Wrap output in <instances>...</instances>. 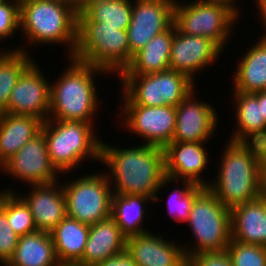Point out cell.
Instances as JSON below:
<instances>
[{
    "mask_svg": "<svg viewBox=\"0 0 266 266\" xmlns=\"http://www.w3.org/2000/svg\"><path fill=\"white\" fill-rule=\"evenodd\" d=\"M100 162L109 170L106 175L113 194L145 195L157 202L161 189L177 183L165 175L164 150L160 147L142 143L120 148L102 140Z\"/></svg>",
    "mask_w": 266,
    "mask_h": 266,
    "instance_id": "cell-1",
    "label": "cell"
},
{
    "mask_svg": "<svg viewBox=\"0 0 266 266\" xmlns=\"http://www.w3.org/2000/svg\"><path fill=\"white\" fill-rule=\"evenodd\" d=\"M215 181L207 187L225 206L253 201L266 192L253 142L227 141Z\"/></svg>",
    "mask_w": 266,
    "mask_h": 266,
    "instance_id": "cell-2",
    "label": "cell"
},
{
    "mask_svg": "<svg viewBox=\"0 0 266 266\" xmlns=\"http://www.w3.org/2000/svg\"><path fill=\"white\" fill-rule=\"evenodd\" d=\"M63 74L51 83L48 119L94 124L99 104L95 76L109 73L70 58Z\"/></svg>",
    "mask_w": 266,
    "mask_h": 266,
    "instance_id": "cell-3",
    "label": "cell"
},
{
    "mask_svg": "<svg viewBox=\"0 0 266 266\" xmlns=\"http://www.w3.org/2000/svg\"><path fill=\"white\" fill-rule=\"evenodd\" d=\"M77 27L78 11L68 3L61 0L20 1V33L27 42L25 46L61 44L68 48L67 56L72 58L77 44Z\"/></svg>",
    "mask_w": 266,
    "mask_h": 266,
    "instance_id": "cell-4",
    "label": "cell"
},
{
    "mask_svg": "<svg viewBox=\"0 0 266 266\" xmlns=\"http://www.w3.org/2000/svg\"><path fill=\"white\" fill-rule=\"evenodd\" d=\"M89 122L47 119L41 131L47 143L51 163L64 174L81 165L84 159L100 162L101 139Z\"/></svg>",
    "mask_w": 266,
    "mask_h": 266,
    "instance_id": "cell-5",
    "label": "cell"
},
{
    "mask_svg": "<svg viewBox=\"0 0 266 266\" xmlns=\"http://www.w3.org/2000/svg\"><path fill=\"white\" fill-rule=\"evenodd\" d=\"M73 59L119 76L132 62L127 30L100 22H78Z\"/></svg>",
    "mask_w": 266,
    "mask_h": 266,
    "instance_id": "cell-6",
    "label": "cell"
},
{
    "mask_svg": "<svg viewBox=\"0 0 266 266\" xmlns=\"http://www.w3.org/2000/svg\"><path fill=\"white\" fill-rule=\"evenodd\" d=\"M186 224L195 237L192 246H183L186 257L225 251L230 243L231 208L223 205L207 187L195 198Z\"/></svg>",
    "mask_w": 266,
    "mask_h": 266,
    "instance_id": "cell-7",
    "label": "cell"
},
{
    "mask_svg": "<svg viewBox=\"0 0 266 266\" xmlns=\"http://www.w3.org/2000/svg\"><path fill=\"white\" fill-rule=\"evenodd\" d=\"M120 105L173 106L181 103L194 89L189 77L175 70L147 75H119Z\"/></svg>",
    "mask_w": 266,
    "mask_h": 266,
    "instance_id": "cell-8",
    "label": "cell"
},
{
    "mask_svg": "<svg viewBox=\"0 0 266 266\" xmlns=\"http://www.w3.org/2000/svg\"><path fill=\"white\" fill-rule=\"evenodd\" d=\"M191 1H175L173 22L176 28L186 35L207 37L226 50L224 48L240 17V7L236 4Z\"/></svg>",
    "mask_w": 266,
    "mask_h": 266,
    "instance_id": "cell-9",
    "label": "cell"
},
{
    "mask_svg": "<svg viewBox=\"0 0 266 266\" xmlns=\"http://www.w3.org/2000/svg\"><path fill=\"white\" fill-rule=\"evenodd\" d=\"M104 173H87L62 183L67 216L89 226L111 216L113 191Z\"/></svg>",
    "mask_w": 266,
    "mask_h": 266,
    "instance_id": "cell-10",
    "label": "cell"
},
{
    "mask_svg": "<svg viewBox=\"0 0 266 266\" xmlns=\"http://www.w3.org/2000/svg\"><path fill=\"white\" fill-rule=\"evenodd\" d=\"M121 121L127 131L142 139L143 144L165 148L176 129V107L143 105H122ZM122 113V114H121Z\"/></svg>",
    "mask_w": 266,
    "mask_h": 266,
    "instance_id": "cell-11",
    "label": "cell"
},
{
    "mask_svg": "<svg viewBox=\"0 0 266 266\" xmlns=\"http://www.w3.org/2000/svg\"><path fill=\"white\" fill-rule=\"evenodd\" d=\"M0 170L12 179L26 185L49 184L56 182L61 173L51 163L44 133L40 131L29 140L15 155L7 160ZM5 172V173H4Z\"/></svg>",
    "mask_w": 266,
    "mask_h": 266,
    "instance_id": "cell-12",
    "label": "cell"
},
{
    "mask_svg": "<svg viewBox=\"0 0 266 266\" xmlns=\"http://www.w3.org/2000/svg\"><path fill=\"white\" fill-rule=\"evenodd\" d=\"M36 63L33 61L19 77L10 94L6 113L30 115L44 122L49 117L51 81L46 80Z\"/></svg>",
    "mask_w": 266,
    "mask_h": 266,
    "instance_id": "cell-13",
    "label": "cell"
},
{
    "mask_svg": "<svg viewBox=\"0 0 266 266\" xmlns=\"http://www.w3.org/2000/svg\"><path fill=\"white\" fill-rule=\"evenodd\" d=\"M132 18L127 29L130 53L134 55L154 36L174 22L176 0H133Z\"/></svg>",
    "mask_w": 266,
    "mask_h": 266,
    "instance_id": "cell-14",
    "label": "cell"
},
{
    "mask_svg": "<svg viewBox=\"0 0 266 266\" xmlns=\"http://www.w3.org/2000/svg\"><path fill=\"white\" fill-rule=\"evenodd\" d=\"M223 50L211 39L181 33L174 24L170 69L181 72L193 82L198 71L213 66Z\"/></svg>",
    "mask_w": 266,
    "mask_h": 266,
    "instance_id": "cell-15",
    "label": "cell"
},
{
    "mask_svg": "<svg viewBox=\"0 0 266 266\" xmlns=\"http://www.w3.org/2000/svg\"><path fill=\"white\" fill-rule=\"evenodd\" d=\"M195 94L197 90L194 89L176 106V129L172 141L207 142L215 135L220 119L218 113L211 103L197 100Z\"/></svg>",
    "mask_w": 266,
    "mask_h": 266,
    "instance_id": "cell-16",
    "label": "cell"
},
{
    "mask_svg": "<svg viewBox=\"0 0 266 266\" xmlns=\"http://www.w3.org/2000/svg\"><path fill=\"white\" fill-rule=\"evenodd\" d=\"M206 143L170 142L163 149L166 177L208 187L211 181L201 177L209 163V155L203 146Z\"/></svg>",
    "mask_w": 266,
    "mask_h": 266,
    "instance_id": "cell-17",
    "label": "cell"
},
{
    "mask_svg": "<svg viewBox=\"0 0 266 266\" xmlns=\"http://www.w3.org/2000/svg\"><path fill=\"white\" fill-rule=\"evenodd\" d=\"M176 243L150 230L127 238L125 249L139 266H187L183 246Z\"/></svg>",
    "mask_w": 266,
    "mask_h": 266,
    "instance_id": "cell-18",
    "label": "cell"
},
{
    "mask_svg": "<svg viewBox=\"0 0 266 266\" xmlns=\"http://www.w3.org/2000/svg\"><path fill=\"white\" fill-rule=\"evenodd\" d=\"M30 186L28 194L19 196L29 207L37 230L50 233L67 216L62 184L56 181Z\"/></svg>",
    "mask_w": 266,
    "mask_h": 266,
    "instance_id": "cell-19",
    "label": "cell"
},
{
    "mask_svg": "<svg viewBox=\"0 0 266 266\" xmlns=\"http://www.w3.org/2000/svg\"><path fill=\"white\" fill-rule=\"evenodd\" d=\"M231 239L266 247V192L231 208Z\"/></svg>",
    "mask_w": 266,
    "mask_h": 266,
    "instance_id": "cell-20",
    "label": "cell"
},
{
    "mask_svg": "<svg viewBox=\"0 0 266 266\" xmlns=\"http://www.w3.org/2000/svg\"><path fill=\"white\" fill-rule=\"evenodd\" d=\"M127 238L110 216L90 226L84 254L79 262L82 266H96L106 258L123 252Z\"/></svg>",
    "mask_w": 266,
    "mask_h": 266,
    "instance_id": "cell-21",
    "label": "cell"
},
{
    "mask_svg": "<svg viewBox=\"0 0 266 266\" xmlns=\"http://www.w3.org/2000/svg\"><path fill=\"white\" fill-rule=\"evenodd\" d=\"M173 35L174 23L135 53L130 65L120 75H147L170 69Z\"/></svg>",
    "mask_w": 266,
    "mask_h": 266,
    "instance_id": "cell-22",
    "label": "cell"
},
{
    "mask_svg": "<svg viewBox=\"0 0 266 266\" xmlns=\"http://www.w3.org/2000/svg\"><path fill=\"white\" fill-rule=\"evenodd\" d=\"M42 123L30 115L0 113V167L41 131Z\"/></svg>",
    "mask_w": 266,
    "mask_h": 266,
    "instance_id": "cell-23",
    "label": "cell"
},
{
    "mask_svg": "<svg viewBox=\"0 0 266 266\" xmlns=\"http://www.w3.org/2000/svg\"><path fill=\"white\" fill-rule=\"evenodd\" d=\"M242 54L233 72V92L254 93L266 90V39L258 38L256 44Z\"/></svg>",
    "mask_w": 266,
    "mask_h": 266,
    "instance_id": "cell-24",
    "label": "cell"
},
{
    "mask_svg": "<svg viewBox=\"0 0 266 266\" xmlns=\"http://www.w3.org/2000/svg\"><path fill=\"white\" fill-rule=\"evenodd\" d=\"M236 129L228 140L255 142L266 132V121L262 116L261 104L253 93L234 92Z\"/></svg>",
    "mask_w": 266,
    "mask_h": 266,
    "instance_id": "cell-25",
    "label": "cell"
},
{
    "mask_svg": "<svg viewBox=\"0 0 266 266\" xmlns=\"http://www.w3.org/2000/svg\"><path fill=\"white\" fill-rule=\"evenodd\" d=\"M90 226L66 216L51 232L58 262L79 263L84 254Z\"/></svg>",
    "mask_w": 266,
    "mask_h": 266,
    "instance_id": "cell-26",
    "label": "cell"
},
{
    "mask_svg": "<svg viewBox=\"0 0 266 266\" xmlns=\"http://www.w3.org/2000/svg\"><path fill=\"white\" fill-rule=\"evenodd\" d=\"M51 234L34 231L19 237L13 257L5 266H56Z\"/></svg>",
    "mask_w": 266,
    "mask_h": 266,
    "instance_id": "cell-27",
    "label": "cell"
},
{
    "mask_svg": "<svg viewBox=\"0 0 266 266\" xmlns=\"http://www.w3.org/2000/svg\"><path fill=\"white\" fill-rule=\"evenodd\" d=\"M152 201L155 203L152 197L145 195L113 194L111 217L126 238L150 232L146 226L143 228V222L145 207Z\"/></svg>",
    "mask_w": 266,
    "mask_h": 266,
    "instance_id": "cell-28",
    "label": "cell"
},
{
    "mask_svg": "<svg viewBox=\"0 0 266 266\" xmlns=\"http://www.w3.org/2000/svg\"><path fill=\"white\" fill-rule=\"evenodd\" d=\"M133 0H88L78 11V22H100L103 26L127 30L132 18Z\"/></svg>",
    "mask_w": 266,
    "mask_h": 266,
    "instance_id": "cell-29",
    "label": "cell"
},
{
    "mask_svg": "<svg viewBox=\"0 0 266 266\" xmlns=\"http://www.w3.org/2000/svg\"><path fill=\"white\" fill-rule=\"evenodd\" d=\"M7 49L0 50V113H6L10 94L19 77L35 60L22 46L18 49Z\"/></svg>",
    "mask_w": 266,
    "mask_h": 266,
    "instance_id": "cell-30",
    "label": "cell"
},
{
    "mask_svg": "<svg viewBox=\"0 0 266 266\" xmlns=\"http://www.w3.org/2000/svg\"><path fill=\"white\" fill-rule=\"evenodd\" d=\"M0 191V209L6 214L13 231L19 237L37 231L31 211L17 191Z\"/></svg>",
    "mask_w": 266,
    "mask_h": 266,
    "instance_id": "cell-31",
    "label": "cell"
},
{
    "mask_svg": "<svg viewBox=\"0 0 266 266\" xmlns=\"http://www.w3.org/2000/svg\"><path fill=\"white\" fill-rule=\"evenodd\" d=\"M182 188L177 187L170 193L167 200L168 213L171 219L177 222H187L195 198L206 188L190 181H177Z\"/></svg>",
    "mask_w": 266,
    "mask_h": 266,
    "instance_id": "cell-32",
    "label": "cell"
},
{
    "mask_svg": "<svg viewBox=\"0 0 266 266\" xmlns=\"http://www.w3.org/2000/svg\"><path fill=\"white\" fill-rule=\"evenodd\" d=\"M233 266H266V247L230 240L226 248Z\"/></svg>",
    "mask_w": 266,
    "mask_h": 266,
    "instance_id": "cell-33",
    "label": "cell"
},
{
    "mask_svg": "<svg viewBox=\"0 0 266 266\" xmlns=\"http://www.w3.org/2000/svg\"><path fill=\"white\" fill-rule=\"evenodd\" d=\"M20 1L4 0L0 3V40L12 39L20 31Z\"/></svg>",
    "mask_w": 266,
    "mask_h": 266,
    "instance_id": "cell-34",
    "label": "cell"
},
{
    "mask_svg": "<svg viewBox=\"0 0 266 266\" xmlns=\"http://www.w3.org/2000/svg\"><path fill=\"white\" fill-rule=\"evenodd\" d=\"M19 236L8 223L6 214L0 209V265L5 266L13 257Z\"/></svg>",
    "mask_w": 266,
    "mask_h": 266,
    "instance_id": "cell-35",
    "label": "cell"
},
{
    "mask_svg": "<svg viewBox=\"0 0 266 266\" xmlns=\"http://www.w3.org/2000/svg\"><path fill=\"white\" fill-rule=\"evenodd\" d=\"M187 266H233L228 252H203L187 257Z\"/></svg>",
    "mask_w": 266,
    "mask_h": 266,
    "instance_id": "cell-36",
    "label": "cell"
},
{
    "mask_svg": "<svg viewBox=\"0 0 266 266\" xmlns=\"http://www.w3.org/2000/svg\"><path fill=\"white\" fill-rule=\"evenodd\" d=\"M96 266H139L134 261L133 257L125 249L123 252L108 257Z\"/></svg>",
    "mask_w": 266,
    "mask_h": 266,
    "instance_id": "cell-37",
    "label": "cell"
},
{
    "mask_svg": "<svg viewBox=\"0 0 266 266\" xmlns=\"http://www.w3.org/2000/svg\"><path fill=\"white\" fill-rule=\"evenodd\" d=\"M257 153L261 176L266 183V132L254 142Z\"/></svg>",
    "mask_w": 266,
    "mask_h": 266,
    "instance_id": "cell-38",
    "label": "cell"
},
{
    "mask_svg": "<svg viewBox=\"0 0 266 266\" xmlns=\"http://www.w3.org/2000/svg\"><path fill=\"white\" fill-rule=\"evenodd\" d=\"M256 7H257V11L260 12L259 17L261 18L260 22H262L263 27H264L263 30L266 32V0L257 4ZM260 14H261V16H260ZM264 31L262 34L263 37H260V38L266 39V33H264Z\"/></svg>",
    "mask_w": 266,
    "mask_h": 266,
    "instance_id": "cell-39",
    "label": "cell"
},
{
    "mask_svg": "<svg viewBox=\"0 0 266 266\" xmlns=\"http://www.w3.org/2000/svg\"><path fill=\"white\" fill-rule=\"evenodd\" d=\"M253 94L257 97L258 103L261 104L262 116L266 121V90L254 92Z\"/></svg>",
    "mask_w": 266,
    "mask_h": 266,
    "instance_id": "cell-40",
    "label": "cell"
},
{
    "mask_svg": "<svg viewBox=\"0 0 266 266\" xmlns=\"http://www.w3.org/2000/svg\"><path fill=\"white\" fill-rule=\"evenodd\" d=\"M61 1L70 4L77 11H80L88 0H61Z\"/></svg>",
    "mask_w": 266,
    "mask_h": 266,
    "instance_id": "cell-41",
    "label": "cell"
},
{
    "mask_svg": "<svg viewBox=\"0 0 266 266\" xmlns=\"http://www.w3.org/2000/svg\"><path fill=\"white\" fill-rule=\"evenodd\" d=\"M200 3H221V4H237L238 0H195Z\"/></svg>",
    "mask_w": 266,
    "mask_h": 266,
    "instance_id": "cell-42",
    "label": "cell"
},
{
    "mask_svg": "<svg viewBox=\"0 0 266 266\" xmlns=\"http://www.w3.org/2000/svg\"><path fill=\"white\" fill-rule=\"evenodd\" d=\"M56 266H82L80 263L58 262Z\"/></svg>",
    "mask_w": 266,
    "mask_h": 266,
    "instance_id": "cell-43",
    "label": "cell"
},
{
    "mask_svg": "<svg viewBox=\"0 0 266 266\" xmlns=\"http://www.w3.org/2000/svg\"><path fill=\"white\" fill-rule=\"evenodd\" d=\"M263 1H265V0H255L254 2H255L256 5H257V4H259V3L263 2Z\"/></svg>",
    "mask_w": 266,
    "mask_h": 266,
    "instance_id": "cell-44",
    "label": "cell"
}]
</instances>
